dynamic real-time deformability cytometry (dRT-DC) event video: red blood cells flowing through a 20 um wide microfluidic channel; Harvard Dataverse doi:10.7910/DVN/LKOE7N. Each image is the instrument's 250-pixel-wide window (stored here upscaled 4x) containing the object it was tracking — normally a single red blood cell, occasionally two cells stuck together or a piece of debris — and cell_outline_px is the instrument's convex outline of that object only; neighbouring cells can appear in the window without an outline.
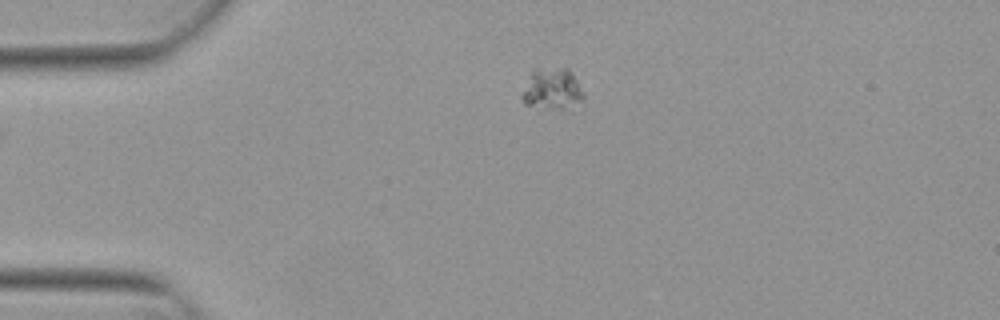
{"species": "Egyptian fruit bat (a non-hibernating species)", "species_latin": "Rousettus aegyptiacus", "temperature_condition": "warm", "stored_images_in_passage": 7, "camera_frame_rate_fps": 3000, "um_per_image_px": 0.085, "animal": {"sex": "female"}, "frame": {"image": 1, "passage_image": 1, "time_ms": 0.0, "image_size_px": [1000, 320], "cell_outline_px": [[584, 96], [572, 112], [524, 104], [520, 100], [520, 96], [532, 68], [568, 68], [572, 72], [584, 92]], "centroid_in_image_um": [46.95, 7.6], "position_along_channel_um": 38.0, "area_um2": 15.49}}